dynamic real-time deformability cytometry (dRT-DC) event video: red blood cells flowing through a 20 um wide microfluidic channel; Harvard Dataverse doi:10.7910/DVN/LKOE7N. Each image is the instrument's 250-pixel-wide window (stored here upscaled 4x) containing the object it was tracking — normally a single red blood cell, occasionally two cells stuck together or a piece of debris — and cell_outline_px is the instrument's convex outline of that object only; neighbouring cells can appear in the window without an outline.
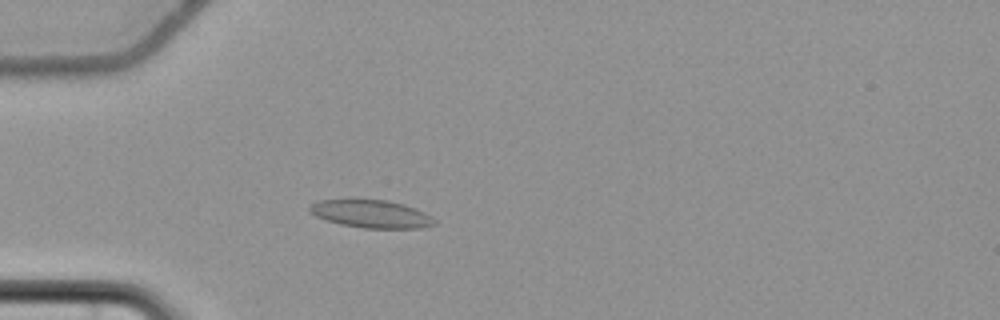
{"species": "common noctule bat (a hibernating species)", "species_latin": "Nyctalus noctula", "temperature_condition": "cold", "stored_images_in_passage": 59, "camera_frame_rate_fps": 3000, "um_per_image_px": 0.085, "animal": {"sex": "female", "body_mass_g": 22.7, "forearm_length_mm": 54.2}, "frame": {"image": 1, "passage_image": 19, "time_ms": 6.0, "image_size_px": [1000, 320], "cell_outline_px": [[436, 224], [420, 228], [364, 228], [340, 224], [316, 216], [308, 212], [308, 208], [316, 200], [388, 200], [404, 204], [416, 208], [432, 216], [436, 220]], "centroid_in_image_um": [31.58, 18.18], "position_along_channel_um": 53.4, "area_um2": 20.23}}
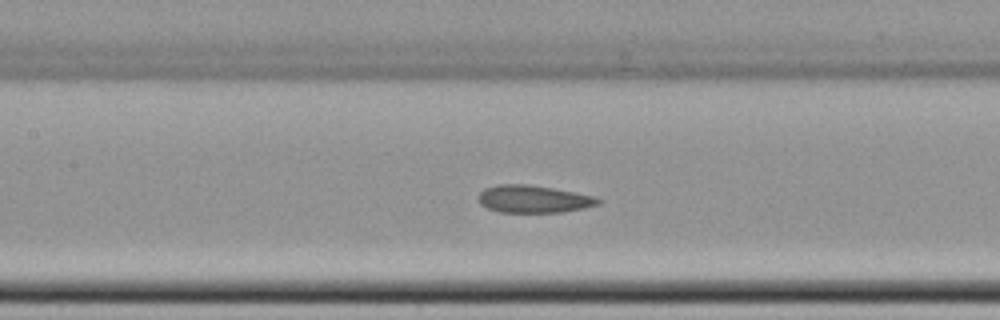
{"frame": {"image": 2, "passage_image": 29, "time_ms": 9.333, "image_size_px": [1000, 320], "cell_outline_px": [[600, 204], [584, 208], [564, 212], [500, 212], [488, 208], [480, 204], [476, 196], [484, 188], [496, 184], [528, 184], [552, 188], [592, 196], [600, 200]], "centroid_in_image_um": [45.28, 16.92], "position_along_channel_um": 162.1, "area_um2": 19.13}}
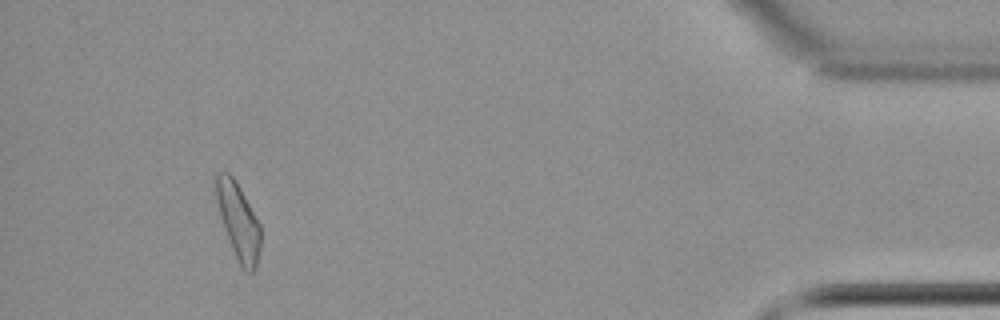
{"frame": {"image": 3, "passage_image": 55, "time_ms": 18.0, "image_size_px": [1000, 320], "cell_outline_px": [[260, 248], [256, 268], [252, 272], [244, 272], [228, 240], [220, 216], [216, 200], [212, 176], [216, 172], [228, 172], [232, 176], [240, 188], [260, 224]], "centroid_in_image_um": [20.22, 18.75], "position_along_channel_um": 415.0, "area_um2": 19.94}, "authors_computed_cell_mechanics": {"area_um2": 19.9988, "velocity_mm_per_s": 3.6616, "shape_relaxation_time_tau1_ms": null, "shape_relaxation_time_tau2_ms": 2.5539, "deformation_change_tau1": null, "deformation_change_tau2": 0.0916}}